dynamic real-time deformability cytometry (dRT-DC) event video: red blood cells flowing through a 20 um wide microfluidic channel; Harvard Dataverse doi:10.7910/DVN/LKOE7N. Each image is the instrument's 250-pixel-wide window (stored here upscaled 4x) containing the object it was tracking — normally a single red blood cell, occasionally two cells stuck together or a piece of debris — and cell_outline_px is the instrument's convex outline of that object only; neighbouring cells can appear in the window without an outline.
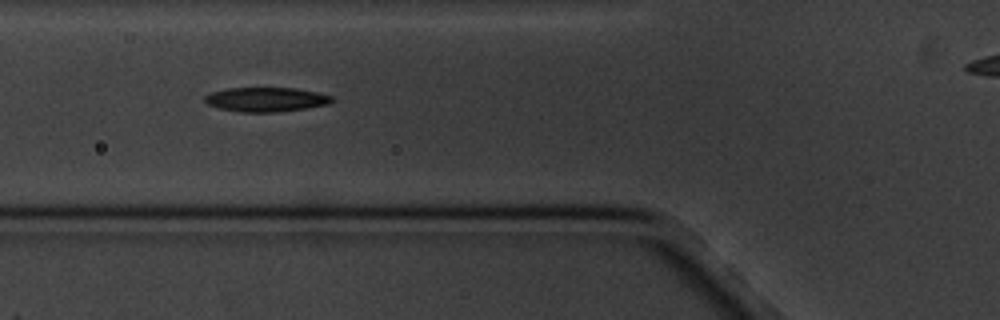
{"species": "common noctule bat (a hibernating species)", "species_latin": "Nyctalus noctula", "temperature_condition": "cold", "stored_images_in_passage": 11, "camera_frame_rate_fps": 3000, "um_per_image_px": 0.085, "animal": {"sex": "male", "body_mass_g": 20.1, "forearm_length_mm": 53.5}, "frame": {"image": 1, "passage_image": 7, "time_ms": 6.667, "image_size_px": [1000, 320], "cell_outline_px": [[336, 100], [328, 104], [280, 112], [240, 112], [220, 108], [208, 104], [204, 100], [204, 96], [212, 92], [228, 88], [296, 88], [316, 92], [332, 96]], "centroid_in_image_um": [22.63, 8.45], "position_along_channel_um": 103.2, "area_um2": 17.98}}
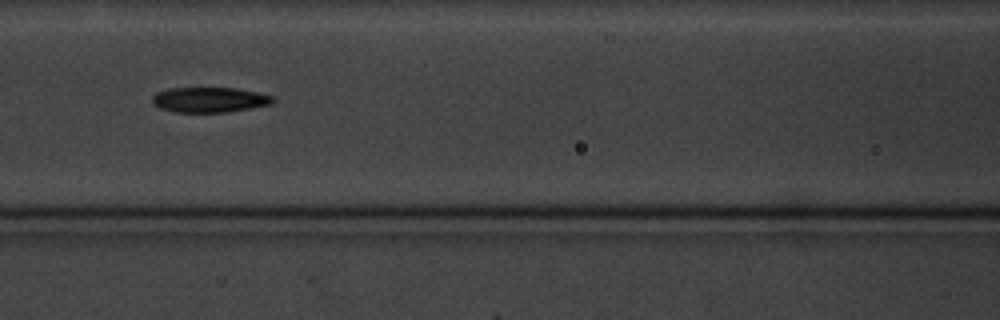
{"frame": {"image": 2, "passage_image": 8, "time_ms": 8.0, "image_size_px": [1000, 320], "cell_outline_px": [[276, 100], [272, 104], [228, 112], [176, 112], [160, 108], [152, 104], [152, 96], [156, 92], [168, 88], [236, 88], [256, 92], [272, 96]], "centroid_in_image_um": [17.79, 8.48], "position_along_channel_um": 148.8, "area_um2": 17.74}}
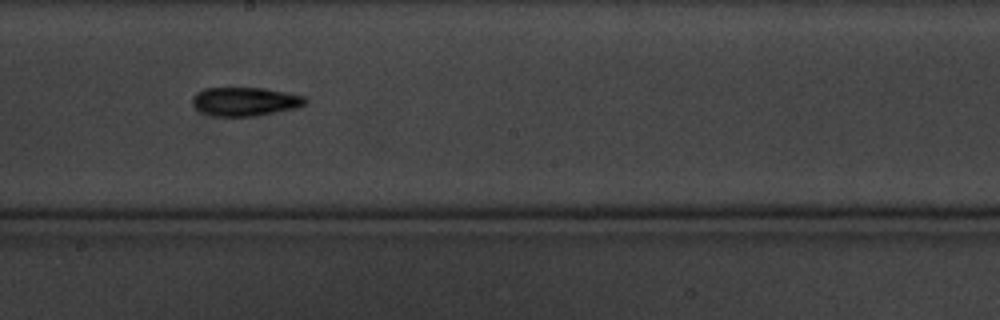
{"frame": {"image": 3, "passage_image": 10, "time_ms": 10.333, "image_size_px": [1000, 320], "cell_outline_px": [[308, 100], [304, 104], [296, 108], [276, 112], [252, 116], [216, 116], [204, 112], [196, 108], [192, 104], [192, 96], [196, 92], [204, 88], [264, 88], [304, 96]], "centroid_in_image_um": [20.81, 8.62], "position_along_channel_um": 227.4, "area_um2": 18.73}}